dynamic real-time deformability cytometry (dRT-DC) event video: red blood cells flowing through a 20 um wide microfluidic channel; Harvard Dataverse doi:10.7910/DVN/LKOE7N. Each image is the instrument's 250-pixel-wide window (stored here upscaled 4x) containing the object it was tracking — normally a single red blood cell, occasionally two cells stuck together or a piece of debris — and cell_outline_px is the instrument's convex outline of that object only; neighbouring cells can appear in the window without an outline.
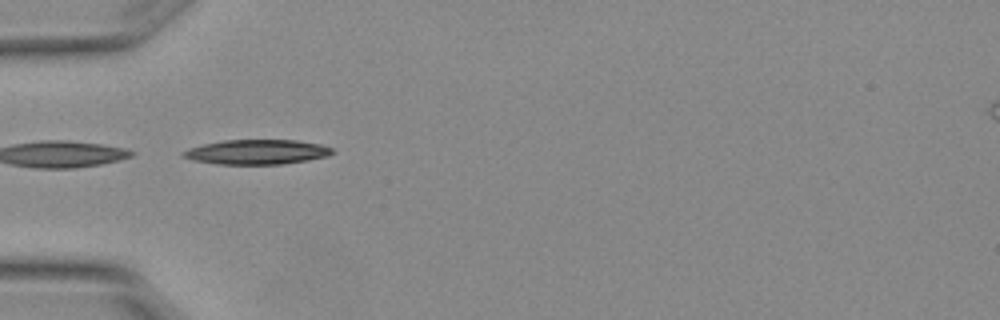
{"species": "Egyptian fruit bat (a non-hibernating species)", "species_latin": "Rousettus aegyptiacus", "temperature_condition": "warm", "stored_images_in_passage": 2, "camera_frame_rate_fps": 3000, "um_per_image_px": 0.085, "animal": {"sex": "female"}, "frame": {"image": 1, "passage_image": 1, "time_ms": 0.0, "image_size_px": [1000, 320], "cell_outline_px": [[336, 152], [328, 156], [308, 160], [280, 164], [216, 164], [192, 160], [180, 156], [180, 152], [188, 148], [204, 144], [224, 140], [296, 140], [320, 144], [332, 148]], "centroid_in_image_um": [21.81, 12.92], "position_along_channel_um": 63.2, "area_um2": 21.62}}